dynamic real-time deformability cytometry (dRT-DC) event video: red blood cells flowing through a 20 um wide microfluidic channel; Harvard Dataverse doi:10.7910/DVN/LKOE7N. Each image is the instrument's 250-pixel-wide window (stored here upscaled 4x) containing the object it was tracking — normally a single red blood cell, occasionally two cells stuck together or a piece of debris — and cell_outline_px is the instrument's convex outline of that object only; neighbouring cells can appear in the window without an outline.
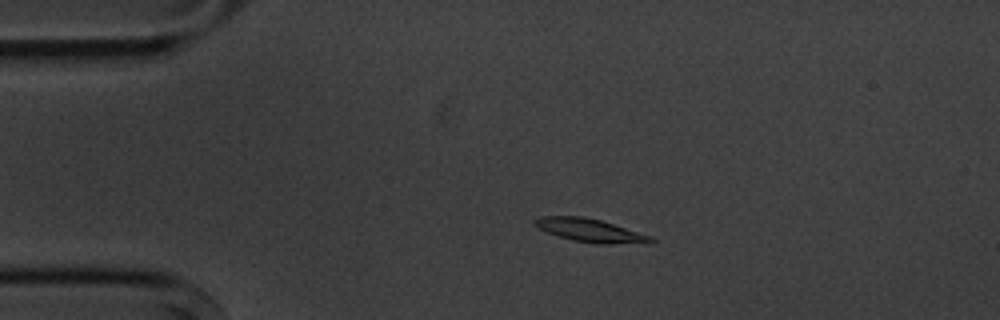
{"species": "common noctule bat (a hibernating species)", "species_latin": "Nyctalus noctula", "temperature_condition": "cold", "stored_images_in_passage": 4, "camera_frame_rate_fps": 3000, "um_per_image_px": 0.085, "animal": {"sex": "male", "body_mass_g": 20.1, "forearm_length_mm": 53.5}, "frame": {"image": 1, "passage_image": 3, "time_ms": 2.333, "image_size_px": [1000, 320], "cell_outline_px": [[656, 240], [612, 244], [596, 244], [572, 240], [548, 232], [532, 224], [532, 220], [536, 216], [584, 216], [600, 220], [652, 236]], "centroid_in_image_um": [50.05, 19.56], "position_along_channel_um": 34.9, "area_um2": 15.43}}